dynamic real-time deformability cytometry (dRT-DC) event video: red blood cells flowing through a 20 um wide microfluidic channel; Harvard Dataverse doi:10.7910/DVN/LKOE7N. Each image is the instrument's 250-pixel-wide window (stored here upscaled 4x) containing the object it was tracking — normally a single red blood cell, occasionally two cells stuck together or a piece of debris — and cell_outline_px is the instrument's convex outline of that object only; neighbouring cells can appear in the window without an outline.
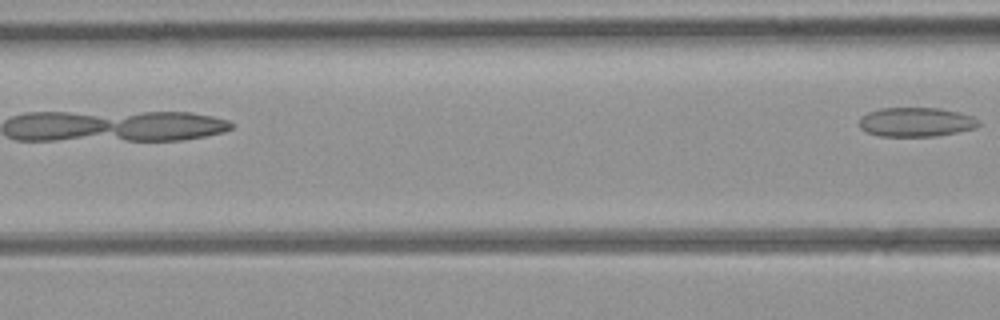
{"species": "common noctule bat (a hibernating species)", "species_latin": "Nyctalus noctula", "temperature_condition": "room temperature", "stored_images_in_passage": 5, "camera_frame_rate_fps": 3000, "um_per_image_px": 0.085, "animal": {"sex": "female", "body_mass_g": 21.9}, "frame": {"image": 1, "passage_image": 5, "time_ms": 4.667, "image_size_px": [1000, 320], "cell_outline_px": [[980, 124], [976, 128], [936, 136], [880, 136], [868, 132], [860, 128], [860, 116], [868, 112], [880, 108], [940, 108], [960, 112], [972, 116], [980, 120]], "centroid_in_image_um": [77.88, 10.37], "position_along_channel_um": 88.7, "area_um2": 20.4}}